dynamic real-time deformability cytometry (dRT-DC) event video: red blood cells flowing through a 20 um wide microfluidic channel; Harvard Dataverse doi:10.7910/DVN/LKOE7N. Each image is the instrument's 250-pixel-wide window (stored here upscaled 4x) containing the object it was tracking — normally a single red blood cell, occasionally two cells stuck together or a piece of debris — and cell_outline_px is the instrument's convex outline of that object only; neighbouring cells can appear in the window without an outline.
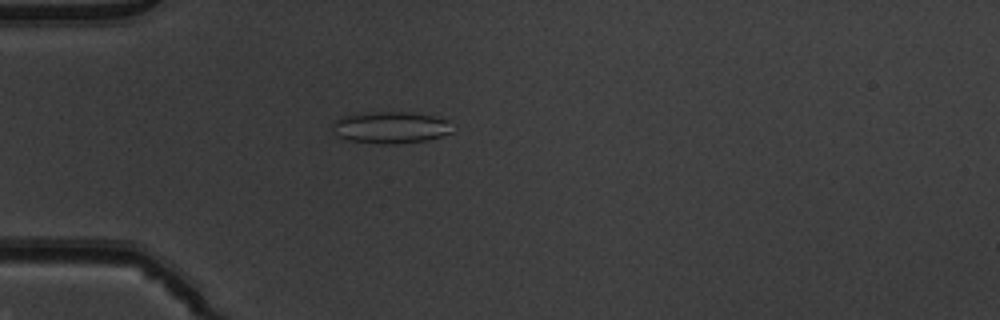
{"species": "common noctule bat (a hibernating species)", "species_latin": "Nyctalus noctula", "temperature_condition": "warm", "stored_images_in_passage": 52, "camera_frame_rate_fps": 3000, "um_per_image_px": 0.085, "animal": {"sex": "male", "body_mass_g": 19.5, "forearm_length_mm": 54.6}, "frame": {"image": 1, "passage_image": 16, "time_ms": 5.0, "image_size_px": [1000, 320], "cell_outline_px": [[452, 132], [428, 140], [396, 144], [380, 144], [348, 140], [332, 132], [332, 124], [336, 120], [344, 116], [368, 112], [412, 112], [432, 116], [448, 120]], "centroid_in_image_um": [33.19, 10.84], "position_along_channel_um": 51.8, "area_um2": 22.14}}
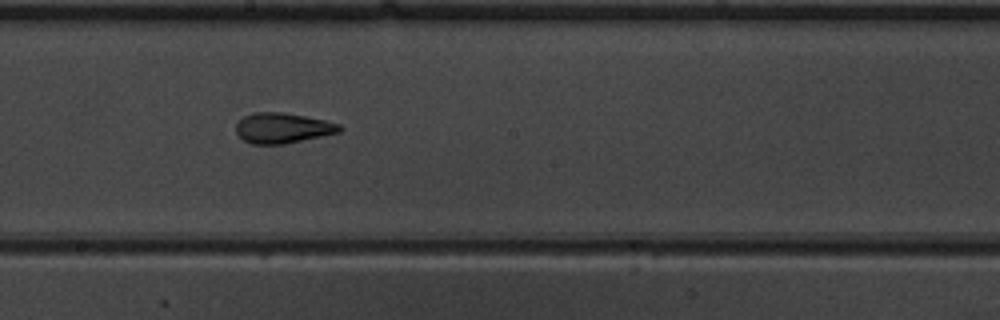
{"frame": {"image": 2, "passage_image": 30, "time_ms": 9.667, "image_size_px": [1000, 320], "cell_outline_px": [[344, 128], [340, 132], [284, 144], [252, 144], [244, 140], [236, 132], [236, 124], [244, 116], [252, 112], [284, 112], [324, 120], [340, 124]], "centroid_in_image_um": [24.02, 10.87], "position_along_channel_um": 224.2, "area_um2": 18.26}}
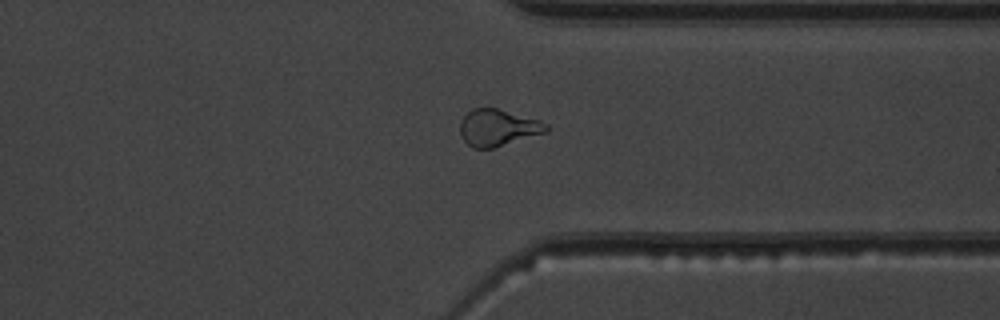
{"frame": {"image": 3, "passage_image": 41, "time_ms": 13.333, "image_size_px": [1000, 320], "cell_outline_px": [[548, 132], [492, 148], [472, 148], [460, 136], [460, 120], [472, 108], [496, 108], [540, 120], [548, 124]], "centroid_in_image_um": [42.32, 10.85], "position_along_channel_um": 369.1, "area_um2": 18.44}, "authors_computed_cell_mechanics": {"area_um2": 20.23, "velocity_mm_per_s": 3.9738, "shape_relaxation_time_tau1_ms": null, "shape_relaxation_time_tau2_ms": 1.7146, "deformation_change_tau1": null, "deformation_change_tau2": 0.0935}}